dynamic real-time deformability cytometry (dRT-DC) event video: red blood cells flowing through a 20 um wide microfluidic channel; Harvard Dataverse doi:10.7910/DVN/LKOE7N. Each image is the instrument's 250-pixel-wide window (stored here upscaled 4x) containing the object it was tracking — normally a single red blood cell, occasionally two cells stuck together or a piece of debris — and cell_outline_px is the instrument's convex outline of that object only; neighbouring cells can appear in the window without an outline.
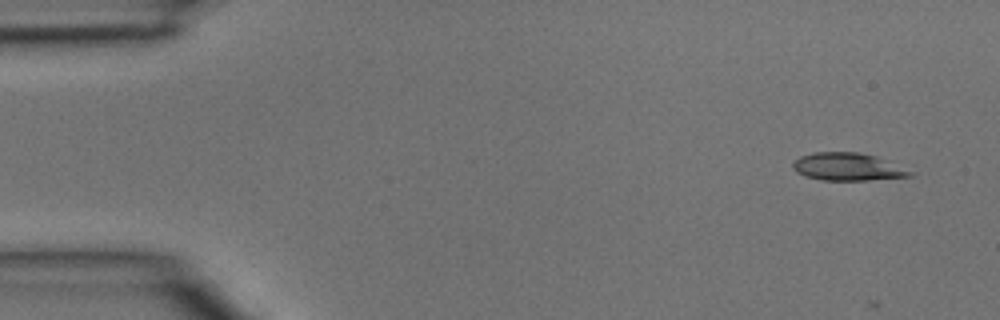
{"species": "common noctule bat (a hibernating species)", "species_latin": "Nyctalus noctula", "temperature_condition": "room temperature", "stored_images_in_passage": 3, "camera_frame_rate_fps": 3000, "um_per_image_px": 0.085, "animal": {"sex": "male", "body_mass_g": 15.6}, "frame": {"image": 1, "passage_image": 1, "time_ms": 0.0, "image_size_px": [1000, 320], "cell_outline_px": [[916, 176], [868, 180], [824, 180], [804, 176], [796, 172], [792, 168], [792, 164], [800, 156], [812, 152], [856, 152], [876, 156], [916, 172]], "centroid_in_image_um": [72.09, 14.18], "position_along_channel_um": 12.9, "area_um2": 19.07}}